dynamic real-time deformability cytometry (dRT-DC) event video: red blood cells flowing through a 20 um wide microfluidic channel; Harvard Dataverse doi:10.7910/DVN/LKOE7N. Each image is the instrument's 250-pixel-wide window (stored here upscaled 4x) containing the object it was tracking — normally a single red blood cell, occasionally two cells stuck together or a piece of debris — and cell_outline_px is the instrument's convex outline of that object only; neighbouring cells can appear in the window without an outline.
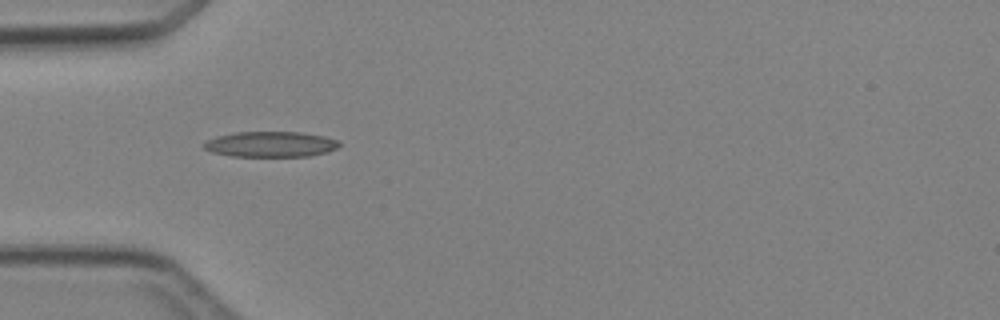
{"species": "Egyptian fruit bat (a non-hibernating species)", "species_latin": "Rousettus aegyptiacus", "temperature_condition": "cold", "stored_images_in_passage": 2, "camera_frame_rate_fps": 3000, "um_per_image_px": 0.085, "animal": {"sex": "female"}, "frame": {"image": 1, "passage_image": 1, "time_ms": 0.0, "image_size_px": [1000, 320], "cell_outline_px": [[340, 144], [336, 148], [328, 152], [308, 156], [232, 156], [212, 152], [204, 148], [204, 144], [208, 140], [216, 136], [236, 132], [300, 132], [324, 136], [340, 140]], "centroid_in_image_um": [23.04, 12.26], "position_along_channel_um": 62.0, "area_um2": 20.06}}
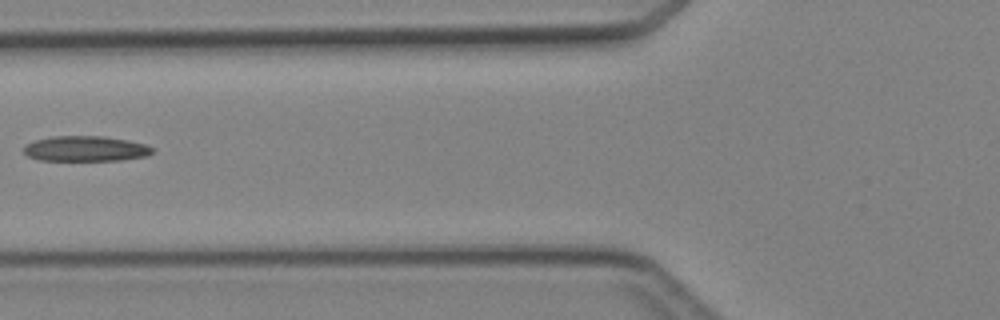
{"frame": {"image": 2, "passage_image": 2, "time_ms": 1.333, "image_size_px": [1000, 320], "cell_outline_px": [[152, 152], [144, 156], [120, 160], [36, 160], [28, 156], [24, 152], [24, 144], [36, 140], [52, 136], [104, 136], [128, 140], [144, 144], [152, 148]], "centroid_in_image_um": [7.22, 12.63], "position_along_channel_um": 118.6, "area_um2": 18.84}}